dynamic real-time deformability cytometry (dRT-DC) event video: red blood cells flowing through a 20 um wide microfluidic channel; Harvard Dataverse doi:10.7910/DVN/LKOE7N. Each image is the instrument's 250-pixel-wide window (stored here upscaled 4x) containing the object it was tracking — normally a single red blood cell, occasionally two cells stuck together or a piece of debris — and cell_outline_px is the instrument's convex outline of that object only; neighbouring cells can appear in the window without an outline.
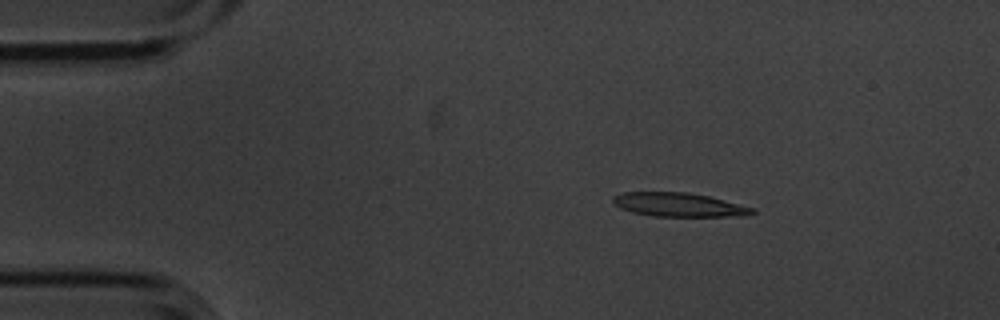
{"species": "common noctule bat (a hibernating species)", "species_latin": "Nyctalus noctula", "temperature_condition": "cold", "stored_images_in_passage": 5, "camera_frame_rate_fps": 3000, "um_per_image_px": 0.085, "animal": {"sex": "male", "body_mass_g": 20.1, "forearm_length_mm": 53.5}, "frame": {"image": 1, "passage_image": 3, "time_ms": 0.667, "image_size_px": [1000, 320], "cell_outline_px": [[756, 212], [744, 216], [652, 216], [632, 212], [620, 208], [612, 204], [612, 196], [624, 192], [688, 192], [708, 196], [756, 208]], "centroid_in_image_um": [57.68, 17.4], "position_along_channel_um": 27.3, "area_um2": 19.48}}
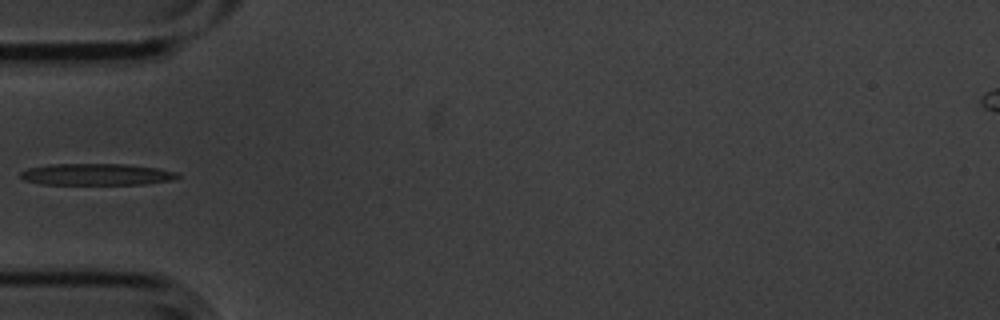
{"frame": {"image": 2, "passage_image": 5, "time_ms": 1.333, "image_size_px": [1000, 320], "cell_outline_px": [[180, 176], [172, 180], [144, 184], [44, 184], [24, 180], [20, 176], [20, 172], [28, 168], [48, 164], [124, 164], [156, 168], [176, 172]], "centroid_in_image_um": [8.18, 14.82], "position_along_channel_um": 76.8, "area_um2": 19.65}}